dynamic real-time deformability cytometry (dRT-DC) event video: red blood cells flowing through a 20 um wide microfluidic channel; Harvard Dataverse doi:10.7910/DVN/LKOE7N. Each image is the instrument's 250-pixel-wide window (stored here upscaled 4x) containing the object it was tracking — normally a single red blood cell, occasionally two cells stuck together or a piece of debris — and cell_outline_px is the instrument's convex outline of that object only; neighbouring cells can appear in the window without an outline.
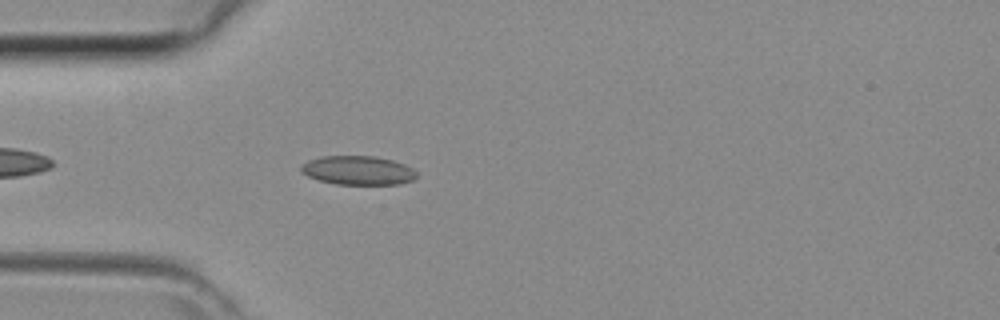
{"species": "common noctule bat (a hibernating species)", "species_latin": "Nyctalus noctula", "temperature_condition": "room temperature", "stored_images_in_passage": 33, "camera_frame_rate_fps": 3000, "um_per_image_px": 0.085, "animal": {"sex": "female", "body_mass_g": 29.2, "forearm_length_mm": 56.3}, "frame": {"image": 1, "passage_image": 4, "time_ms": 1.0, "image_size_px": [1000, 320], "cell_outline_px": [[416, 176], [412, 180], [400, 184], [336, 184], [320, 180], [308, 176], [300, 172], [300, 164], [308, 160], [320, 156], [372, 156], [392, 160], [404, 164], [412, 168], [416, 172]], "centroid_in_image_um": [30.39, 14.47], "position_along_channel_um": 54.6, "area_um2": 19.48}}
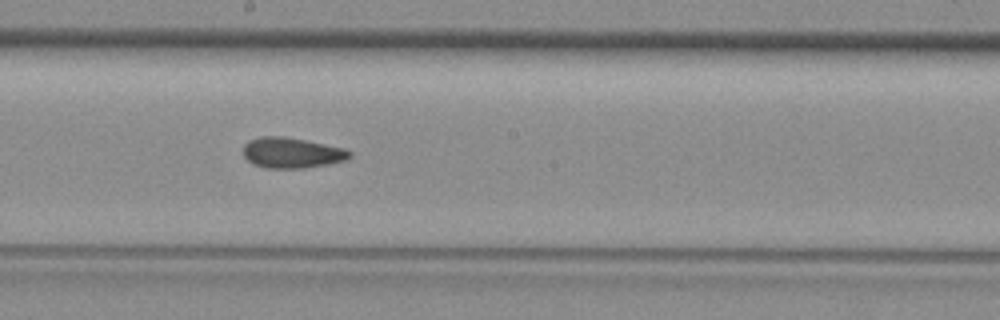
{"frame": {"image": 2, "passage_image": 15, "time_ms": 4.667, "image_size_px": [1000, 320], "cell_outline_px": [[352, 156], [348, 160], [328, 164], [304, 168], [264, 168], [252, 164], [244, 156], [244, 144], [248, 140], [260, 136], [284, 136], [344, 148], [352, 152]], "centroid_in_image_um": [24.8, 12.99], "position_along_channel_um": 223.4, "area_um2": 19.07}}
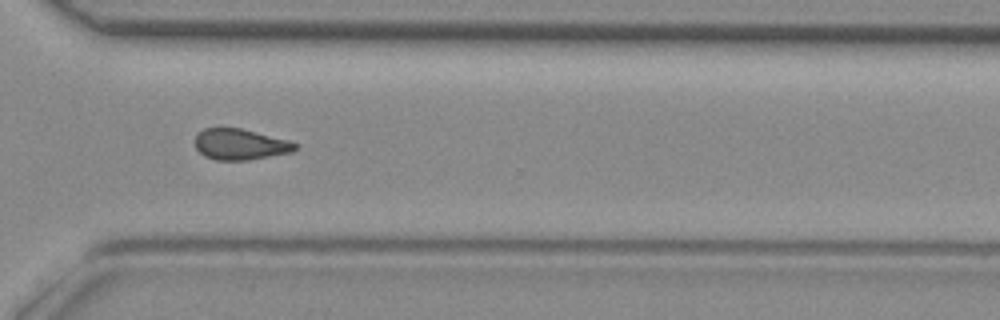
{"frame": {"image": 3, "passage_image": 23, "time_ms": 7.333, "image_size_px": [1000, 320], "cell_outline_px": [[300, 144], [292, 152], [248, 160], [216, 160], [204, 156], [196, 148], [196, 132], [204, 128], [240, 128], [288, 140]], "centroid_in_image_um": [20.41, 12.27], "position_along_channel_um": 350.2, "area_um2": 18.03}}